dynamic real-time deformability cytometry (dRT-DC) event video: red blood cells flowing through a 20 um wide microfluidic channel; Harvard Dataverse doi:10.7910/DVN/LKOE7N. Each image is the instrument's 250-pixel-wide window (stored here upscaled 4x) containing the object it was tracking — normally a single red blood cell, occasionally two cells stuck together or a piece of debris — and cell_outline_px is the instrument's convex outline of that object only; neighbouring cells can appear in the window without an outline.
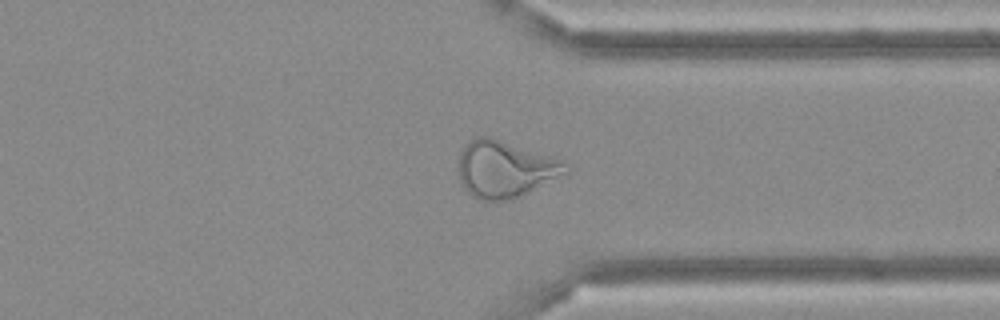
{"species": "Egyptian fruit bat (a non-hibernating species)", "species_latin": "Rousettus aegyptiacus", "temperature_condition": "cold", "stored_images_in_passage": 49, "camera_frame_rate_fps": 3000, "um_per_image_px": 0.085, "frame": {"image": 1, "passage_image": 37, "time_ms": 12.0, "image_size_px": [1000, 320], "cell_outline_px": [[572, 168], [568, 172], [520, 196], [508, 200], [480, 200], [472, 196], [464, 188], [460, 180], [460, 152], [464, 144], [476, 136], [492, 136], [556, 156], [564, 160]], "centroid_in_image_um": [42.97, 14.33], "position_along_channel_um": 368.4, "area_um2": 35.95}}
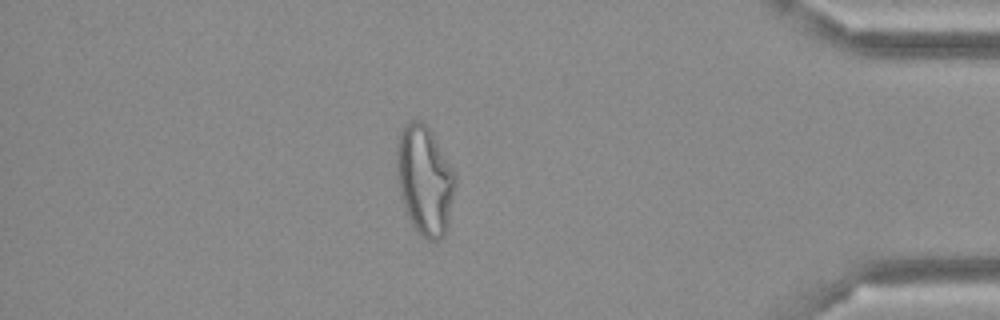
{"frame": {"image": 2, "passage_image": 42, "time_ms": 13.667, "image_size_px": [1000, 320], "cell_outline_px": [[456, 184], [448, 228], [444, 236], [440, 240], [428, 240], [420, 236], [416, 232], [404, 208], [396, 172], [396, 144], [400, 132], [404, 124], [412, 120], [420, 120], [432, 132], [456, 172]], "centroid_in_image_um": [36.11, 15.33], "position_along_channel_um": 399.1, "area_um2": 37.92}}